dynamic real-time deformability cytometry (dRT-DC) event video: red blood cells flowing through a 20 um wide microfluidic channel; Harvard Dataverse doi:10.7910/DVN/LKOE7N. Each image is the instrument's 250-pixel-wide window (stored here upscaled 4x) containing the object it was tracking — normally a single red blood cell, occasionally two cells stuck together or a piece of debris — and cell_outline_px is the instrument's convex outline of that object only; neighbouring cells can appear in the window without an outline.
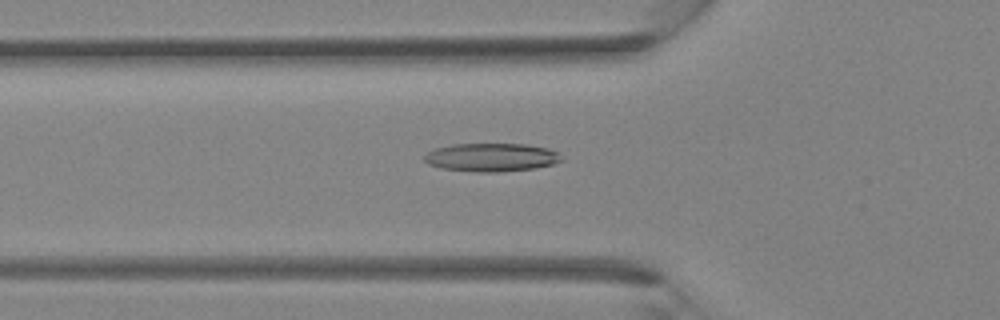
{"species": "Egyptian fruit bat (a non-hibernating species)", "species_latin": "Rousettus aegyptiacus", "temperature_condition": "room temperature", "stored_images_in_passage": 36, "camera_frame_rate_fps": 3000, "um_per_image_px": 0.085, "animal": {"sex": "female"}, "frame": {"image": 1, "passage_image": 13, "time_ms": 4.0, "image_size_px": [1000, 320], "cell_outline_px": [[564, 160], [552, 164], [532, 168], [496, 172], [476, 172], [440, 168], [428, 164], [424, 160], [424, 156], [428, 152], [436, 148], [452, 144], [528, 144], [548, 148], [560, 152]], "centroid_in_image_um": [41.79, 13.37], "position_along_channel_um": 84.0, "area_um2": 22.72}}
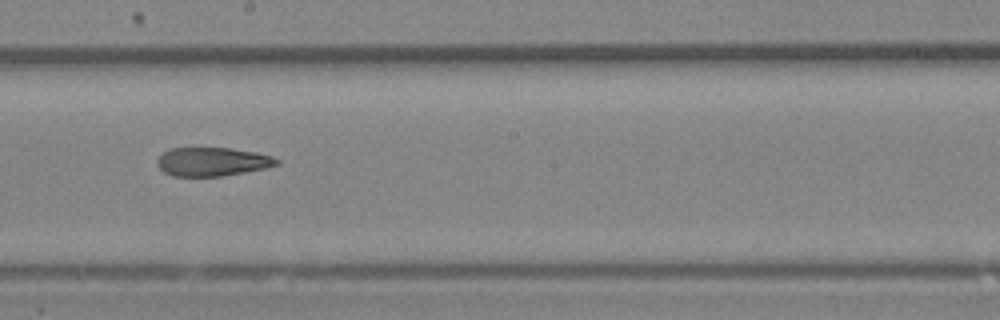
{"frame": {"image": 2, "passage_image": 21, "time_ms": 6.667, "image_size_px": [1000, 320], "cell_outline_px": [[280, 164], [264, 168], [244, 172], [220, 176], [172, 176], [164, 172], [156, 164], [156, 160], [164, 152], [172, 148], [232, 148], [256, 152], [272, 156], [280, 160]], "centroid_in_image_um": [18.05, 13.74], "position_along_channel_um": 230.1, "area_um2": 19.94}}
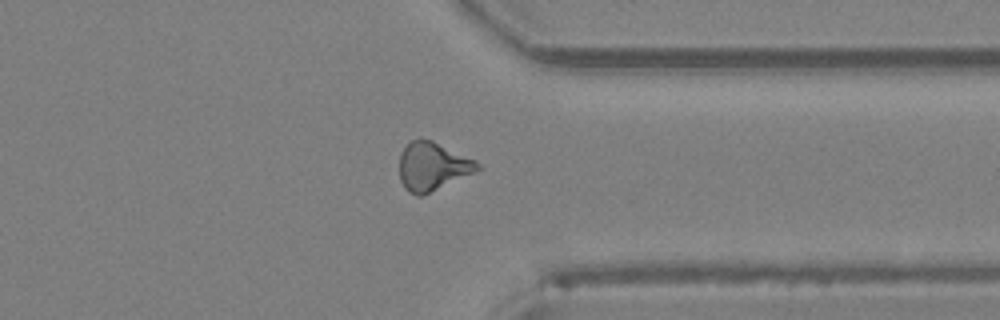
{"frame": {"image": 3, "passage_image": 29, "time_ms": 9.333, "image_size_px": [1000, 320], "cell_outline_px": [[484, 168], [424, 196], [416, 196], [408, 192], [404, 188], [400, 180], [400, 152], [412, 140], [420, 136], [432, 140], [476, 160]], "centroid_in_image_um": [36.77, 14.15], "position_along_channel_um": 374.6, "area_um2": 22.48}}